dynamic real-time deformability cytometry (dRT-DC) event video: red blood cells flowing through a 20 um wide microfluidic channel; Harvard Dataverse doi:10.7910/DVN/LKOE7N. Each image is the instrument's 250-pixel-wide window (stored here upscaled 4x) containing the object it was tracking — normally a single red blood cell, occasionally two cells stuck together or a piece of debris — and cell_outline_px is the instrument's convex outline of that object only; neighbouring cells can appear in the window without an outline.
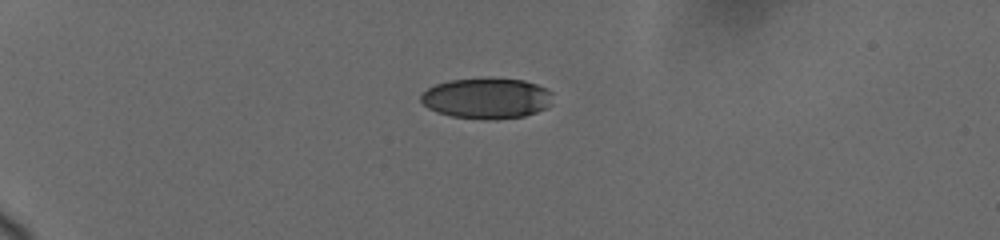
{"species": "human", "species_latin": "Homo sapiens", "temperature_condition": "cold", "stored_images_in_passage": 29, "camera_frame_rate_fps": 3000, "um_per_image_px": 0.085, "donor": {"sex": "female"}, "frame": {"image": 1, "passage_image": 1, "time_ms": 0.0, "image_size_px": [1000, 240], "cell_outline_px": [[552, 104], [536, 112], [524, 116], [496, 120], [480, 120], [452, 116], [436, 112], [428, 108], [420, 100], [420, 96], [428, 88], [436, 84], [448, 80], [488, 76], [524, 80], [536, 84], [552, 92]], "centroid_in_image_um": [41.36, 8.34], "position_along_channel_um": 43.6, "area_um2": 32.02}}
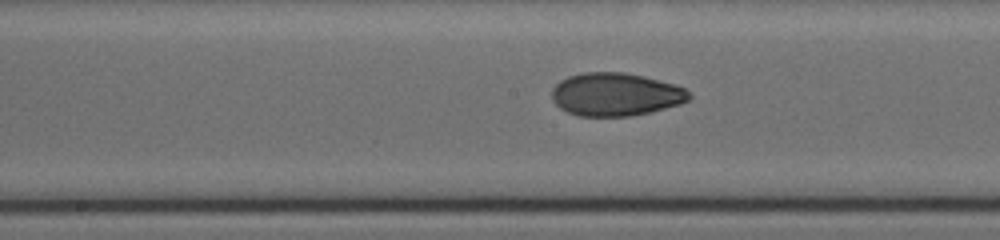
{"frame": {"image": 2, "passage_image": 12, "time_ms": 5.667, "image_size_px": [1000, 240], "cell_outline_px": [[692, 96], [688, 100], [680, 104], [632, 116], [580, 116], [568, 112], [560, 108], [552, 100], [552, 88], [560, 80], [568, 76], [584, 72], [624, 72], [644, 76], [676, 84], [684, 88]], "centroid_in_image_um": [52.32, 8.01], "position_along_channel_um": 195.9, "area_um2": 34.51}}
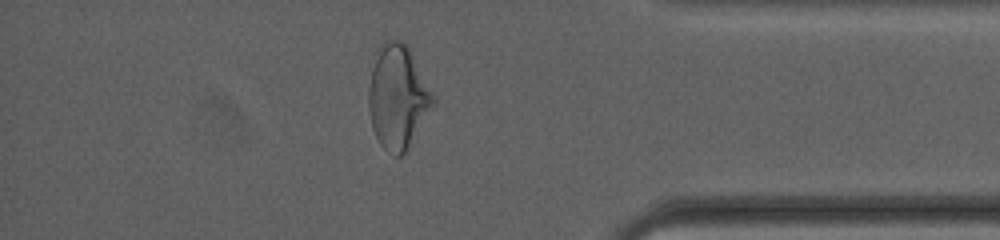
{"frame": {"image": 3, "passage_image": 24, "time_ms": 11.667, "image_size_px": [1000, 240], "cell_outline_px": [[436, 104], [408, 152], [400, 156], [396, 156], [384, 148], [380, 144], [372, 128], [368, 108], [368, 88], [376, 48], [384, 40], [396, 40], [404, 44], [408, 48], [436, 100]], "centroid_in_image_um": [33.81, 8.3], "position_along_channel_um": 401.4, "area_um2": 39.3}, "authors_computed_cell_mechanics": {"area_um2": 34.6222, "velocity_mm_per_s": 3.7008, "shape_relaxation_time_tau1_ms": 3.6942, "shape_relaxation_time_tau2_ms": 1.818, "deformation_change_tau1": 0.1511, "deformation_change_tau2": 0.0635}}